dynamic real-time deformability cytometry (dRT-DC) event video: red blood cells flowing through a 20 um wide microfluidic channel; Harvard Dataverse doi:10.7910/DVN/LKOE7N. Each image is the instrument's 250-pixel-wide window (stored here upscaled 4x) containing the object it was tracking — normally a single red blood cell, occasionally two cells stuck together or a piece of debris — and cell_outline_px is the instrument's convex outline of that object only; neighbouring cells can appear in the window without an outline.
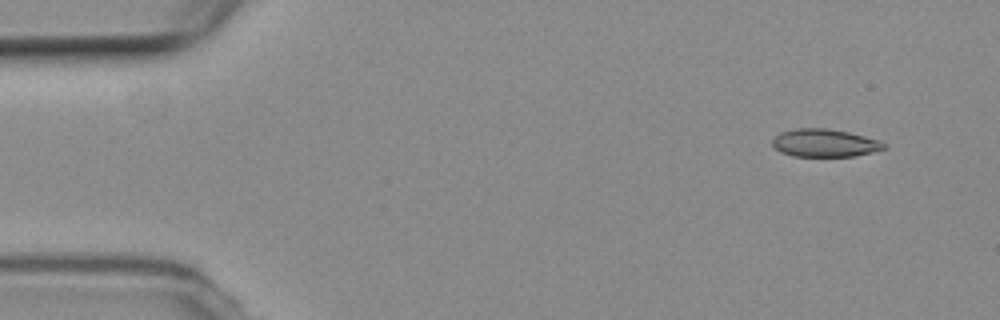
{"species": "common noctule bat (a hibernating species)", "species_latin": "Nyctalus noctula", "temperature_condition": "room temperature", "stored_images_in_passage": 2, "camera_frame_rate_fps": 3000, "um_per_image_px": 0.085, "animal": {"sex": "female", "body_mass_g": 19.3, "forearm_length_mm": 54.1}, "frame": {"image": 1, "passage_image": 1, "time_ms": 0.0, "image_size_px": [1000, 320], "cell_outline_px": [[884, 148], [872, 152], [856, 156], [792, 156], [780, 152], [772, 144], [772, 140], [780, 132], [796, 128], [828, 128], [848, 132], [880, 140], [884, 144]], "centroid_in_image_um": [70.07, 12.15], "position_along_channel_um": 14.9, "area_um2": 18.03}}